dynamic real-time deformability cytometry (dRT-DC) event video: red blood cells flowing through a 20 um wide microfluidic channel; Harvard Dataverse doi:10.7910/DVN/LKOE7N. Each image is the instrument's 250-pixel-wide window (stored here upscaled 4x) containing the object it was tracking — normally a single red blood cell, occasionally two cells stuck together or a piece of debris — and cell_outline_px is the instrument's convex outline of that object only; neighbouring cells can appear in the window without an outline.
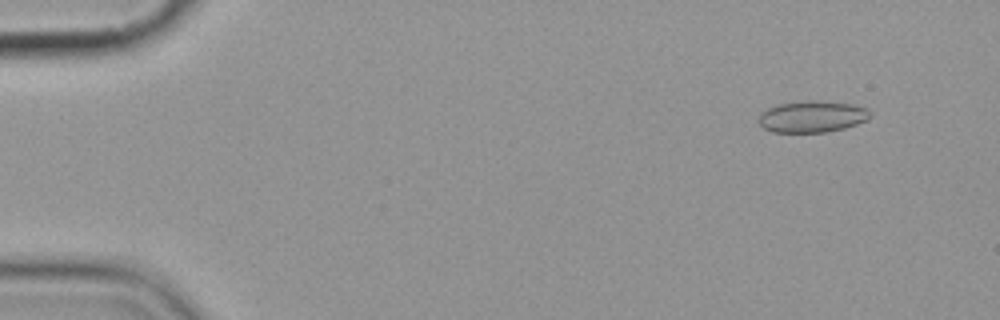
{"species": "common noctule bat (a hibernating species)", "species_latin": "Nyctalus noctula", "temperature_condition": "cold", "stored_images_in_passage": 5, "camera_frame_rate_fps": 3000, "um_per_image_px": 0.085, "animal": {"sex": "female", "body_mass_g": 19.9}, "frame": {"image": 1, "passage_image": 2, "time_ms": 1.0, "image_size_px": [1000, 320], "cell_outline_px": [[872, 116], [868, 120], [844, 128], [824, 132], [772, 132], [764, 128], [760, 124], [760, 112], [776, 104], [808, 100], [816, 100], [852, 104], [868, 108]], "centroid_in_image_um": [69.05, 9.9], "position_along_channel_um": 15.9, "area_um2": 20.58}}
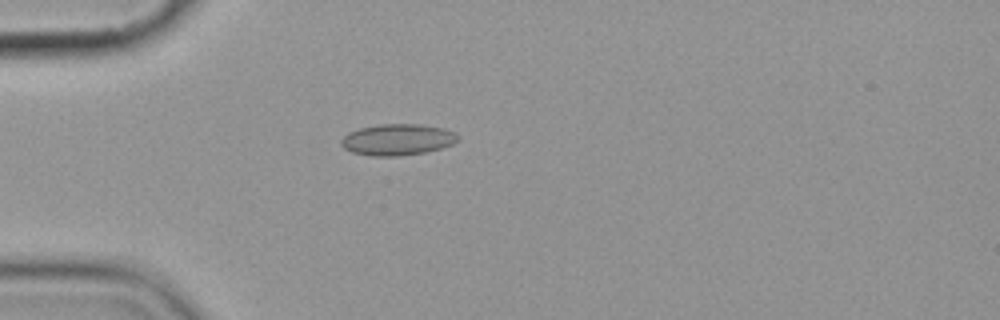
{"frame": {"image": 2, "passage_image": 5, "time_ms": 4.667, "image_size_px": [1000, 320], "cell_outline_px": [[460, 140], [452, 144], [440, 148], [424, 152], [400, 156], [368, 156], [352, 152], [344, 148], [340, 144], [340, 140], [348, 132], [360, 128], [380, 124], [420, 124], [444, 128], [456, 132], [460, 136]], "centroid_in_image_um": [33.8, 11.86], "position_along_channel_um": 51.2, "area_um2": 21.5}}